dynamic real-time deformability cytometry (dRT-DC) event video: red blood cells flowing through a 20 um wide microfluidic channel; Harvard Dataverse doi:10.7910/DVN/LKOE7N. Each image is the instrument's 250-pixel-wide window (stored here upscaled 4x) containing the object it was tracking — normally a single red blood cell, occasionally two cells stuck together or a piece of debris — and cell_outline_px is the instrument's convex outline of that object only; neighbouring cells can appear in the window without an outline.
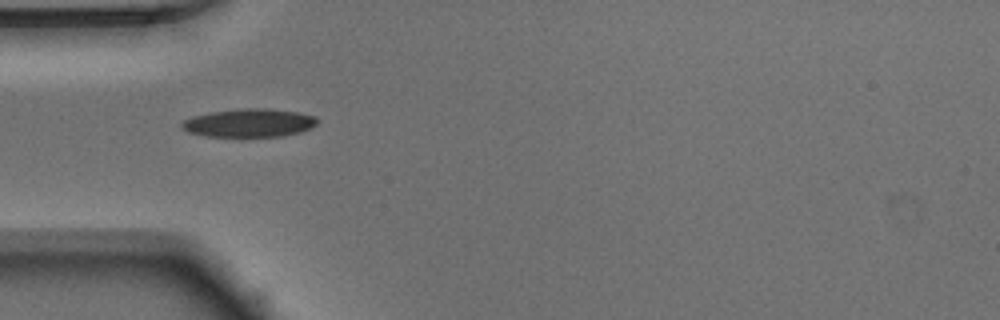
{"species": "Egyptian fruit bat (a non-hibernating species)", "species_latin": "Rousettus aegyptiacus", "temperature_condition": "warm", "stored_images_in_passage": 36, "camera_frame_rate_fps": 3000, "um_per_image_px": 0.085, "animal": {"sex": "male"}, "frame": {"image": 1, "passage_image": 1, "time_ms": 0.0, "image_size_px": [1000, 320], "cell_outline_px": [[316, 124], [312, 128], [300, 132], [280, 136], [204, 136], [188, 132], [180, 128], [180, 124], [184, 120], [192, 116], [212, 112], [240, 108], [264, 108], [300, 112], [316, 116]], "centroid_in_image_um": [21.17, 10.44], "position_along_channel_um": 63.8, "area_um2": 22.37}}
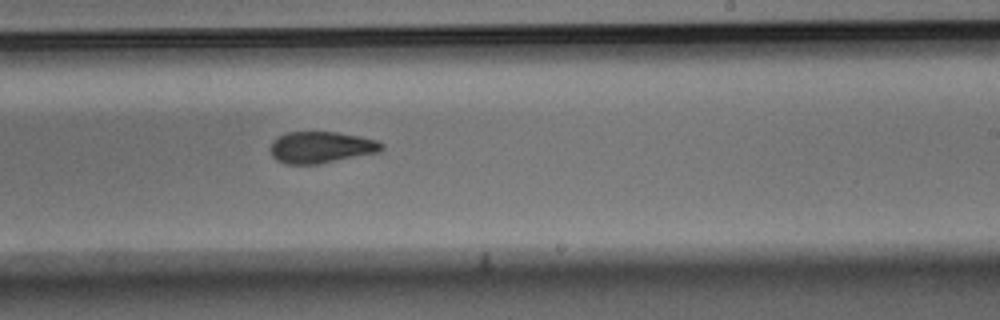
{"frame": {"image": 2, "passage_image": 16, "time_ms": 5.0, "image_size_px": [1000, 320], "cell_outline_px": [[384, 148], [380, 152], [320, 164], [284, 164], [276, 160], [272, 156], [272, 140], [288, 132], [336, 132], [360, 136], [380, 140], [384, 144]], "centroid_in_image_um": [27.35, 12.53], "position_along_channel_um": 261.6, "area_um2": 20.63}}
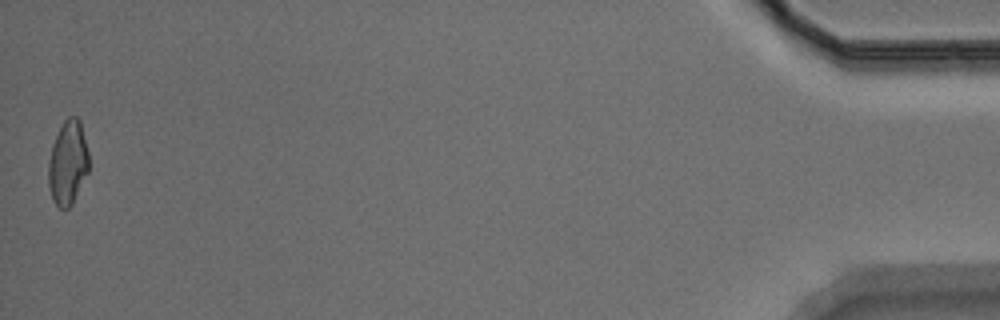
{"frame": {"image": 3, "passage_image": 36, "time_ms": 11.667, "image_size_px": [1000, 320], "cell_outline_px": [[88, 172], [72, 204], [68, 208], [60, 208], [52, 200], [48, 184], [48, 164], [52, 144], [64, 120], [68, 116], [76, 116], [80, 120], [88, 152]], "centroid_in_image_um": [5.76, 13.84], "position_along_channel_um": 429.4, "area_um2": 19.77}, "authors_computed_cell_mechanics": {"area_um2": 20.8658, "velocity_mm_per_s": 3.9518, "shape_relaxation_time_tau1_ms": 4.5835, "shape_relaxation_time_tau2_ms": 3.3325, "deformation_change_tau1": 0.1484, "deformation_change_tau2": 0.1033}}